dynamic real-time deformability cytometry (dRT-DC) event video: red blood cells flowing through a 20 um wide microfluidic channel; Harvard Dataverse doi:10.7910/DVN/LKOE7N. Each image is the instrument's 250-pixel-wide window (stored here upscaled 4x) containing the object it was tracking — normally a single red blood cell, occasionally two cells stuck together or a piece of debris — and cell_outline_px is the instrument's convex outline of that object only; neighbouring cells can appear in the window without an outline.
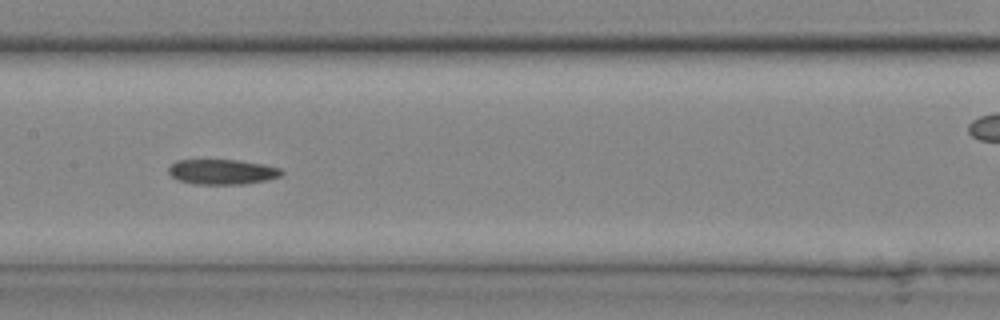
{"species": "common noctule bat (a hibernating species)", "species_latin": "Nyctalus noctula", "temperature_condition": "cold", "stored_images_in_passage": 21, "camera_frame_rate_fps": 3000, "um_per_image_px": 0.085, "animal": {"sex": "male", "body_mass_g": 20.4}, "frame": {"image": 1, "passage_image": 15, "time_ms": 4.667, "image_size_px": [1000, 320], "cell_outline_px": [[284, 172], [280, 176], [268, 180], [244, 184], [196, 184], [180, 180], [172, 176], [168, 172], [168, 168], [176, 160], [240, 160], [264, 164], [280, 168]], "centroid_in_image_um": [18.92, 14.6], "position_along_channel_um": 188.5, "area_um2": 16.53}}
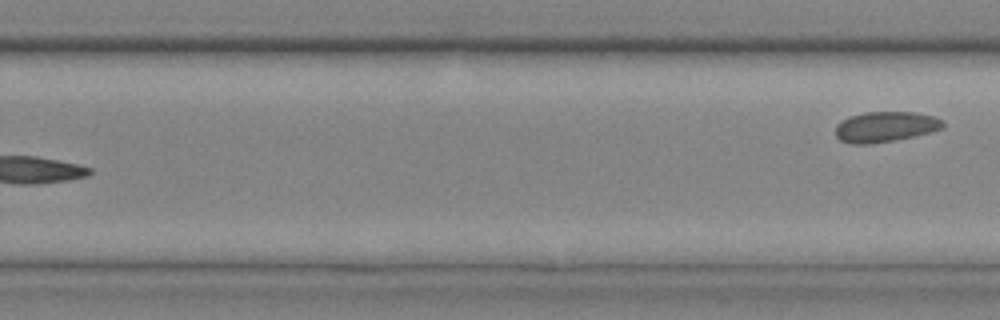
{"frame": {"image": 2, "passage_image": 21, "time_ms": 6.667, "image_size_px": [1000, 320], "cell_outline_px": [[944, 128], [932, 132], [896, 140], [872, 144], [852, 144], [840, 140], [836, 136], [836, 124], [840, 120], [848, 116], [864, 112], [912, 112], [932, 116], [944, 120]], "centroid_in_image_um": [75.24, 10.78], "position_along_channel_um": 254.6, "area_um2": 19.31}}